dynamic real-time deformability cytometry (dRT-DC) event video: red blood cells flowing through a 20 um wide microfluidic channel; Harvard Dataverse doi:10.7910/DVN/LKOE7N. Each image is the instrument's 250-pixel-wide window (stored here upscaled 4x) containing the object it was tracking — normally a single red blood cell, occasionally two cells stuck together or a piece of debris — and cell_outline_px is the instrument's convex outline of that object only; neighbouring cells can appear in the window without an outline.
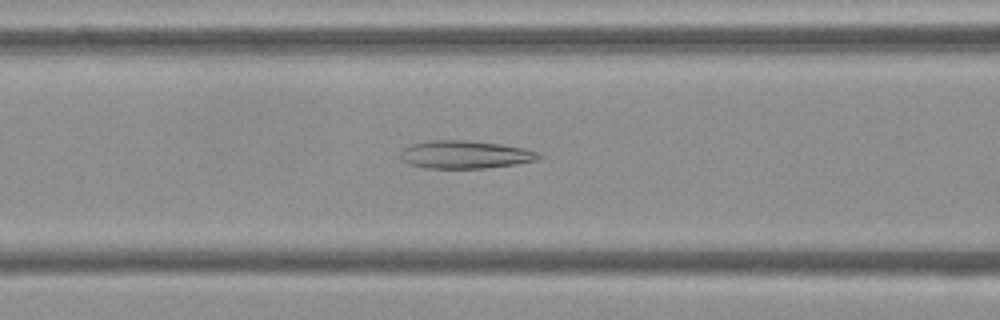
{"species": "Egyptian fruit bat (a non-hibernating species)", "species_latin": "Rousettus aegyptiacus", "temperature_condition": "cold", "stored_images_in_passage": 48, "camera_frame_rate_fps": 3000, "um_per_image_px": 0.085, "frame": {"image": 1, "passage_image": 16, "time_ms": 5.0, "image_size_px": [1000, 320], "cell_outline_px": [[544, 156], [536, 160], [516, 164], [484, 168], [424, 168], [408, 164], [400, 156], [400, 152], [404, 148], [412, 144], [432, 140], [464, 140], [500, 144], [524, 148], [536, 152]], "centroid_in_image_um": [39.53, 13.14], "position_along_channel_um": 127.1, "area_um2": 22.37}}
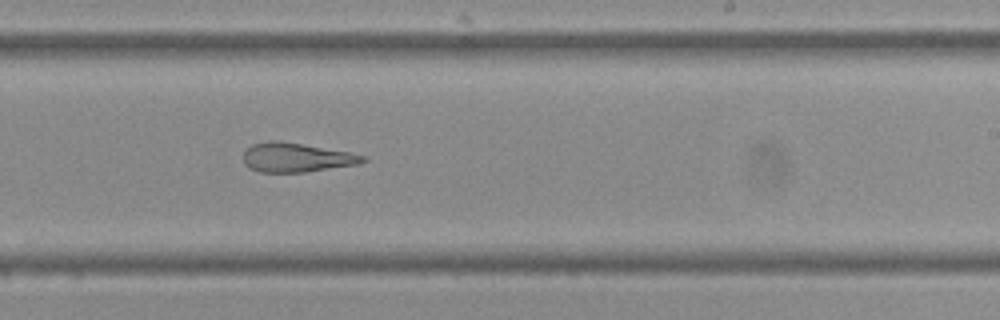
{"frame": {"image": 2, "passage_image": 27, "time_ms": 8.667, "image_size_px": [1000, 320], "cell_outline_px": [[368, 160], [360, 164], [304, 172], [260, 172], [248, 168], [244, 164], [244, 152], [252, 144], [268, 140], [276, 140], [348, 152], [368, 156]], "centroid_in_image_um": [25.19, 13.39], "position_along_channel_um": 263.8, "area_um2": 20.29}}
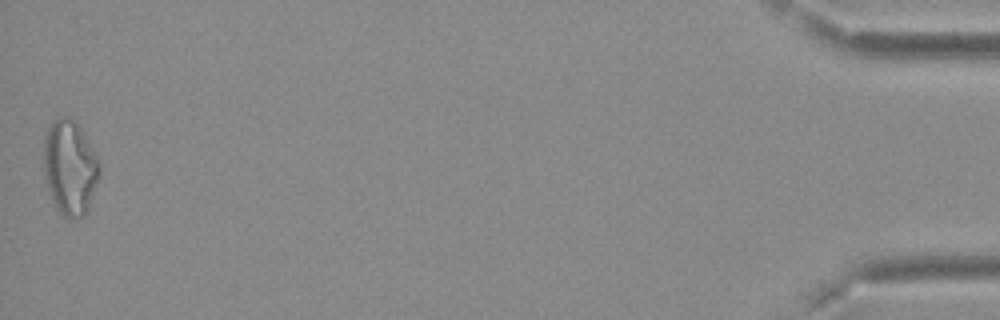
{"frame": {"image": 3, "passage_image": 48, "time_ms": 15.667, "image_size_px": [1000, 320], "cell_outline_px": [[100, 176], [88, 208], [84, 216], [72, 220], [68, 220], [56, 208], [52, 200], [44, 176], [44, 136], [48, 128], [60, 116], [64, 116], [72, 120], [80, 128], [96, 156], [100, 164]], "centroid_in_image_um": [5.94, 14.3], "position_along_channel_um": 429.3, "area_um2": 30.58}, "authors_computed_cell_mechanics": {"area_um2": 23.8714, "velocity_mm_per_s": 3.7329, "shape_relaxation_time_tau1_ms": null, "shape_relaxation_time_tau2_ms": 3.6552, "deformation_change_tau1": null, "deformation_change_tau2": 0.1565}}